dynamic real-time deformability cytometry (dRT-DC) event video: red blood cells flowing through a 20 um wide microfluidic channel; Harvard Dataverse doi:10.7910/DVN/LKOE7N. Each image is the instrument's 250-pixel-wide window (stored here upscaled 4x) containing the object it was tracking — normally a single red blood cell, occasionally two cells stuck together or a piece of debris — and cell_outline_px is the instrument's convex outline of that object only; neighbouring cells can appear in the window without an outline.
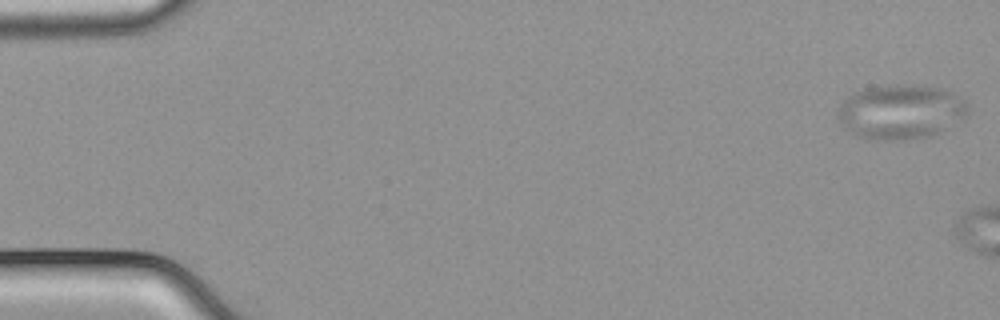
{"species": "common noctule bat (a hibernating species)", "species_latin": "Nyctalus noctula", "temperature_condition": "cold", "stored_images_in_passage": 7, "camera_frame_rate_fps": 3000, "um_per_image_px": 0.085, "animal": {"sex": "male", "body_mass_g": 21.5, "forearm_length_mm": 52.0}, "frame": {"image": 1, "passage_image": 1, "time_ms": 0.0, "image_size_px": [1000, 320], "cell_outline_px": [[968, 116], [940, 132], [928, 136], [904, 140], [868, 140], [856, 136], [844, 128], [840, 120], [840, 104], [852, 92], [864, 88], [896, 84], [904, 84], [940, 88], [952, 92], [964, 104], [968, 112]], "centroid_in_image_um": [76.53, 9.52], "position_along_channel_um": 8.5, "area_um2": 41.21}}